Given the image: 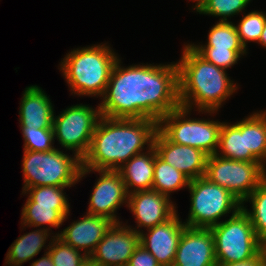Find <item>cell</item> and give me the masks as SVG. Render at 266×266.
I'll return each instance as SVG.
<instances>
[{"label": "cell", "instance_id": "1", "mask_svg": "<svg viewBox=\"0 0 266 266\" xmlns=\"http://www.w3.org/2000/svg\"><path fill=\"white\" fill-rule=\"evenodd\" d=\"M118 58L99 104L101 116L159 121L177 109L178 65H131L124 68Z\"/></svg>", "mask_w": 266, "mask_h": 266}, {"label": "cell", "instance_id": "2", "mask_svg": "<svg viewBox=\"0 0 266 266\" xmlns=\"http://www.w3.org/2000/svg\"><path fill=\"white\" fill-rule=\"evenodd\" d=\"M158 122L150 119L109 118L101 116L91 145L82 159L79 180L96 170H117L134 155L151 147Z\"/></svg>", "mask_w": 266, "mask_h": 266}, {"label": "cell", "instance_id": "3", "mask_svg": "<svg viewBox=\"0 0 266 266\" xmlns=\"http://www.w3.org/2000/svg\"><path fill=\"white\" fill-rule=\"evenodd\" d=\"M180 106L215 113L238 88L226 70L206 61L190 44L184 45L177 62ZM228 76V77H227Z\"/></svg>", "mask_w": 266, "mask_h": 266}, {"label": "cell", "instance_id": "4", "mask_svg": "<svg viewBox=\"0 0 266 266\" xmlns=\"http://www.w3.org/2000/svg\"><path fill=\"white\" fill-rule=\"evenodd\" d=\"M117 54L106 44L77 48L69 52L60 63L72 93L78 96L103 97Z\"/></svg>", "mask_w": 266, "mask_h": 266}, {"label": "cell", "instance_id": "5", "mask_svg": "<svg viewBox=\"0 0 266 266\" xmlns=\"http://www.w3.org/2000/svg\"><path fill=\"white\" fill-rule=\"evenodd\" d=\"M24 187H71L79 181L82 159L63 153L58 148L49 151H27L23 154Z\"/></svg>", "mask_w": 266, "mask_h": 266}, {"label": "cell", "instance_id": "6", "mask_svg": "<svg viewBox=\"0 0 266 266\" xmlns=\"http://www.w3.org/2000/svg\"><path fill=\"white\" fill-rule=\"evenodd\" d=\"M214 237L217 263L227 264L251 259L261 251L250 217L243 208L210 228Z\"/></svg>", "mask_w": 266, "mask_h": 266}, {"label": "cell", "instance_id": "7", "mask_svg": "<svg viewBox=\"0 0 266 266\" xmlns=\"http://www.w3.org/2000/svg\"><path fill=\"white\" fill-rule=\"evenodd\" d=\"M191 206L187 221L188 227L211 228L227 213H236L242 203L227 189L210 182L206 177L196 178L189 184Z\"/></svg>", "mask_w": 266, "mask_h": 266}, {"label": "cell", "instance_id": "8", "mask_svg": "<svg viewBox=\"0 0 266 266\" xmlns=\"http://www.w3.org/2000/svg\"><path fill=\"white\" fill-rule=\"evenodd\" d=\"M190 111L188 108L179 106L161 117L158 121V129L171 142L198 148L208 156L216 154L222 122L188 119L187 114H190Z\"/></svg>", "mask_w": 266, "mask_h": 266}, {"label": "cell", "instance_id": "9", "mask_svg": "<svg viewBox=\"0 0 266 266\" xmlns=\"http://www.w3.org/2000/svg\"><path fill=\"white\" fill-rule=\"evenodd\" d=\"M265 166L261 162L231 160L214 154L207 158L204 177L243 203L266 178Z\"/></svg>", "mask_w": 266, "mask_h": 266}, {"label": "cell", "instance_id": "10", "mask_svg": "<svg viewBox=\"0 0 266 266\" xmlns=\"http://www.w3.org/2000/svg\"><path fill=\"white\" fill-rule=\"evenodd\" d=\"M98 107V108H97ZM77 104L53 116V136L67 150L83 159L89 151L92 136L101 117L100 108Z\"/></svg>", "mask_w": 266, "mask_h": 266}, {"label": "cell", "instance_id": "11", "mask_svg": "<svg viewBox=\"0 0 266 266\" xmlns=\"http://www.w3.org/2000/svg\"><path fill=\"white\" fill-rule=\"evenodd\" d=\"M139 245V233L132 226L114 223L89 258L98 266H125Z\"/></svg>", "mask_w": 266, "mask_h": 266}, {"label": "cell", "instance_id": "12", "mask_svg": "<svg viewBox=\"0 0 266 266\" xmlns=\"http://www.w3.org/2000/svg\"><path fill=\"white\" fill-rule=\"evenodd\" d=\"M96 172L100 177L89 198L88 214L104 216L114 223H123L118 220L115 213L128 201V193L120 173L117 170H96Z\"/></svg>", "mask_w": 266, "mask_h": 266}, {"label": "cell", "instance_id": "13", "mask_svg": "<svg viewBox=\"0 0 266 266\" xmlns=\"http://www.w3.org/2000/svg\"><path fill=\"white\" fill-rule=\"evenodd\" d=\"M153 146L161 159L181 171L190 180L205 175L208 155L202 150L171 142L159 129L155 134Z\"/></svg>", "mask_w": 266, "mask_h": 266}, {"label": "cell", "instance_id": "14", "mask_svg": "<svg viewBox=\"0 0 266 266\" xmlns=\"http://www.w3.org/2000/svg\"><path fill=\"white\" fill-rule=\"evenodd\" d=\"M127 207L133 213L139 228H153L170 219L177 210L173 202L166 195L154 190L135 191L128 194Z\"/></svg>", "mask_w": 266, "mask_h": 266}, {"label": "cell", "instance_id": "15", "mask_svg": "<svg viewBox=\"0 0 266 266\" xmlns=\"http://www.w3.org/2000/svg\"><path fill=\"white\" fill-rule=\"evenodd\" d=\"M216 264L212 230L186 226L179 239L172 266H216Z\"/></svg>", "mask_w": 266, "mask_h": 266}, {"label": "cell", "instance_id": "16", "mask_svg": "<svg viewBox=\"0 0 266 266\" xmlns=\"http://www.w3.org/2000/svg\"><path fill=\"white\" fill-rule=\"evenodd\" d=\"M179 219L176 212L167 221L146 229L148 231L146 234L140 229V245L150 252L161 266L173 265L179 239L186 227V224Z\"/></svg>", "mask_w": 266, "mask_h": 266}, {"label": "cell", "instance_id": "17", "mask_svg": "<svg viewBox=\"0 0 266 266\" xmlns=\"http://www.w3.org/2000/svg\"><path fill=\"white\" fill-rule=\"evenodd\" d=\"M114 224L109 218L88 214L74 221L69 227L55 234L59 239L76 250H84V255L90 257L105 233Z\"/></svg>", "mask_w": 266, "mask_h": 266}, {"label": "cell", "instance_id": "18", "mask_svg": "<svg viewBox=\"0 0 266 266\" xmlns=\"http://www.w3.org/2000/svg\"><path fill=\"white\" fill-rule=\"evenodd\" d=\"M19 109L21 128H52L54 108L49 96L37 85L28 86Z\"/></svg>", "mask_w": 266, "mask_h": 266}, {"label": "cell", "instance_id": "19", "mask_svg": "<svg viewBox=\"0 0 266 266\" xmlns=\"http://www.w3.org/2000/svg\"><path fill=\"white\" fill-rule=\"evenodd\" d=\"M146 150L148 151L145 153L142 152L134 155L117 169L125 183L128 194L135 191L152 190L155 147L152 145Z\"/></svg>", "mask_w": 266, "mask_h": 266}, {"label": "cell", "instance_id": "20", "mask_svg": "<svg viewBox=\"0 0 266 266\" xmlns=\"http://www.w3.org/2000/svg\"><path fill=\"white\" fill-rule=\"evenodd\" d=\"M216 155L237 161L260 162L247 149L246 118L239 122L237 121L235 124L222 122Z\"/></svg>", "mask_w": 266, "mask_h": 266}, {"label": "cell", "instance_id": "21", "mask_svg": "<svg viewBox=\"0 0 266 266\" xmlns=\"http://www.w3.org/2000/svg\"><path fill=\"white\" fill-rule=\"evenodd\" d=\"M51 236L47 227L37 229L28 234L18 237L9 247L6 254L5 264L9 266H21L24 262L30 261L39 254L45 242Z\"/></svg>", "mask_w": 266, "mask_h": 266}, {"label": "cell", "instance_id": "22", "mask_svg": "<svg viewBox=\"0 0 266 266\" xmlns=\"http://www.w3.org/2000/svg\"><path fill=\"white\" fill-rule=\"evenodd\" d=\"M190 179L178 169L172 167L161 159L155 149L154 163V179L152 190L166 195L170 198V194L176 190L189 187ZM171 192V193H170Z\"/></svg>", "mask_w": 266, "mask_h": 266}, {"label": "cell", "instance_id": "23", "mask_svg": "<svg viewBox=\"0 0 266 266\" xmlns=\"http://www.w3.org/2000/svg\"><path fill=\"white\" fill-rule=\"evenodd\" d=\"M193 49L247 51L242 45L236 26L231 21H219L210 29L206 45L190 44Z\"/></svg>", "mask_w": 266, "mask_h": 266}, {"label": "cell", "instance_id": "24", "mask_svg": "<svg viewBox=\"0 0 266 266\" xmlns=\"http://www.w3.org/2000/svg\"><path fill=\"white\" fill-rule=\"evenodd\" d=\"M21 215L22 226L37 228L49 225L48 231L52 227L59 228L68 218V216L64 217L54 206L38 205L35 202H26Z\"/></svg>", "mask_w": 266, "mask_h": 266}, {"label": "cell", "instance_id": "25", "mask_svg": "<svg viewBox=\"0 0 266 266\" xmlns=\"http://www.w3.org/2000/svg\"><path fill=\"white\" fill-rule=\"evenodd\" d=\"M247 149L263 164H266V111L246 117ZM265 160V161H264Z\"/></svg>", "mask_w": 266, "mask_h": 266}, {"label": "cell", "instance_id": "26", "mask_svg": "<svg viewBox=\"0 0 266 266\" xmlns=\"http://www.w3.org/2000/svg\"><path fill=\"white\" fill-rule=\"evenodd\" d=\"M66 187L36 186L25 189L22 194H28L26 202H35L38 205L54 206L64 217L70 215L69 200L64 194Z\"/></svg>", "mask_w": 266, "mask_h": 266}, {"label": "cell", "instance_id": "27", "mask_svg": "<svg viewBox=\"0 0 266 266\" xmlns=\"http://www.w3.org/2000/svg\"><path fill=\"white\" fill-rule=\"evenodd\" d=\"M252 204V211L244 207V203ZM242 208L250 217L257 238L266 241V178L244 200Z\"/></svg>", "mask_w": 266, "mask_h": 266}, {"label": "cell", "instance_id": "28", "mask_svg": "<svg viewBox=\"0 0 266 266\" xmlns=\"http://www.w3.org/2000/svg\"><path fill=\"white\" fill-rule=\"evenodd\" d=\"M251 0H202L195 8L199 14L219 16V21L227 22L228 18L243 12ZM228 17V18H227Z\"/></svg>", "mask_w": 266, "mask_h": 266}, {"label": "cell", "instance_id": "29", "mask_svg": "<svg viewBox=\"0 0 266 266\" xmlns=\"http://www.w3.org/2000/svg\"><path fill=\"white\" fill-rule=\"evenodd\" d=\"M46 250L50 254L54 266H80L88 257L71 245L66 244L57 236H51ZM49 246V247H48Z\"/></svg>", "mask_w": 266, "mask_h": 266}, {"label": "cell", "instance_id": "30", "mask_svg": "<svg viewBox=\"0 0 266 266\" xmlns=\"http://www.w3.org/2000/svg\"><path fill=\"white\" fill-rule=\"evenodd\" d=\"M266 22V13L259 11H251L248 14L243 15L240 22L235 25L238 36L242 45L247 49V42L258 43L261 33L263 31L264 24Z\"/></svg>", "mask_w": 266, "mask_h": 266}, {"label": "cell", "instance_id": "31", "mask_svg": "<svg viewBox=\"0 0 266 266\" xmlns=\"http://www.w3.org/2000/svg\"><path fill=\"white\" fill-rule=\"evenodd\" d=\"M24 138V150L27 151H49L53 150L54 136L53 128H21Z\"/></svg>", "mask_w": 266, "mask_h": 266}, {"label": "cell", "instance_id": "32", "mask_svg": "<svg viewBox=\"0 0 266 266\" xmlns=\"http://www.w3.org/2000/svg\"><path fill=\"white\" fill-rule=\"evenodd\" d=\"M194 50L206 61L224 70L235 65L237 61H239L241 56L247 54L246 51H233L230 49L227 50L194 49Z\"/></svg>", "mask_w": 266, "mask_h": 266}, {"label": "cell", "instance_id": "33", "mask_svg": "<svg viewBox=\"0 0 266 266\" xmlns=\"http://www.w3.org/2000/svg\"><path fill=\"white\" fill-rule=\"evenodd\" d=\"M129 266H161L155 257L139 245L130 257Z\"/></svg>", "mask_w": 266, "mask_h": 266}, {"label": "cell", "instance_id": "34", "mask_svg": "<svg viewBox=\"0 0 266 266\" xmlns=\"http://www.w3.org/2000/svg\"><path fill=\"white\" fill-rule=\"evenodd\" d=\"M216 266H264V259L260 251L256 256L251 259L227 264L217 263Z\"/></svg>", "mask_w": 266, "mask_h": 266}, {"label": "cell", "instance_id": "35", "mask_svg": "<svg viewBox=\"0 0 266 266\" xmlns=\"http://www.w3.org/2000/svg\"><path fill=\"white\" fill-rule=\"evenodd\" d=\"M46 253V254H45ZM44 256L31 263V266H54L50 254L46 251Z\"/></svg>", "mask_w": 266, "mask_h": 266}, {"label": "cell", "instance_id": "36", "mask_svg": "<svg viewBox=\"0 0 266 266\" xmlns=\"http://www.w3.org/2000/svg\"><path fill=\"white\" fill-rule=\"evenodd\" d=\"M258 43H259L262 47H265V48H266V22H265V24H264L263 31H262V33H261V37H260Z\"/></svg>", "mask_w": 266, "mask_h": 266}, {"label": "cell", "instance_id": "37", "mask_svg": "<svg viewBox=\"0 0 266 266\" xmlns=\"http://www.w3.org/2000/svg\"><path fill=\"white\" fill-rule=\"evenodd\" d=\"M261 253L264 259V266H266V241L261 242Z\"/></svg>", "mask_w": 266, "mask_h": 266}, {"label": "cell", "instance_id": "38", "mask_svg": "<svg viewBox=\"0 0 266 266\" xmlns=\"http://www.w3.org/2000/svg\"><path fill=\"white\" fill-rule=\"evenodd\" d=\"M80 266H98L93 260H91L89 257L83 261Z\"/></svg>", "mask_w": 266, "mask_h": 266}, {"label": "cell", "instance_id": "39", "mask_svg": "<svg viewBox=\"0 0 266 266\" xmlns=\"http://www.w3.org/2000/svg\"><path fill=\"white\" fill-rule=\"evenodd\" d=\"M193 2L195 1V2H197V3H195V6H194V8L202 1V0H192Z\"/></svg>", "mask_w": 266, "mask_h": 266}]
</instances>
